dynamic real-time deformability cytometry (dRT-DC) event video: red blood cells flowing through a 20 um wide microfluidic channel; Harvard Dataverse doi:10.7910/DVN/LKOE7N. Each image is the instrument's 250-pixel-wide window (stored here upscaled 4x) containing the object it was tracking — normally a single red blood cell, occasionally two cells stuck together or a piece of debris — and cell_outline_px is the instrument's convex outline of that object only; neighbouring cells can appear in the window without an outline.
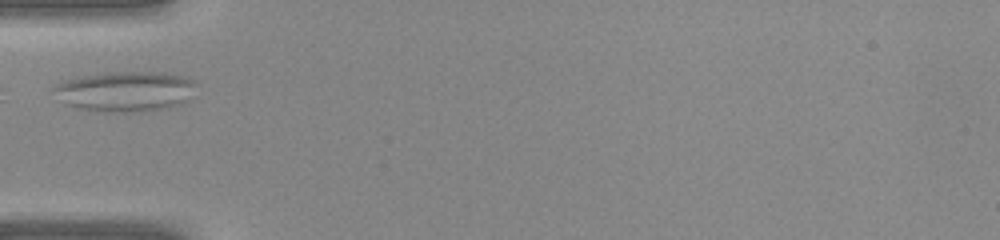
{"species": "common noctule bat (a hibernating species)", "species_latin": "Nyctalus noctula", "temperature_condition": "warm", "stored_images_in_passage": 5, "camera_frame_rate_fps": 3000, "um_per_image_px": 0.085, "animal": {"sex": "female", "body_mass_g": 22.0, "forearm_length_mm": 56.7}, "frame": {"image": 1, "passage_image": 1, "time_ms": 0.0, "image_size_px": [1000, 240], "cell_outline_px": [[200, 84], [188, 100], [184, 104], [168, 108], [124, 112], [104, 112], [72, 108], [64, 104], [48, 88], [52, 84], [84, 76], [108, 72], [160, 72], [188, 76], [196, 80]], "centroid_in_image_um": [10.67, 7.77], "position_along_channel_um": 74.3, "area_um2": 34.28}}